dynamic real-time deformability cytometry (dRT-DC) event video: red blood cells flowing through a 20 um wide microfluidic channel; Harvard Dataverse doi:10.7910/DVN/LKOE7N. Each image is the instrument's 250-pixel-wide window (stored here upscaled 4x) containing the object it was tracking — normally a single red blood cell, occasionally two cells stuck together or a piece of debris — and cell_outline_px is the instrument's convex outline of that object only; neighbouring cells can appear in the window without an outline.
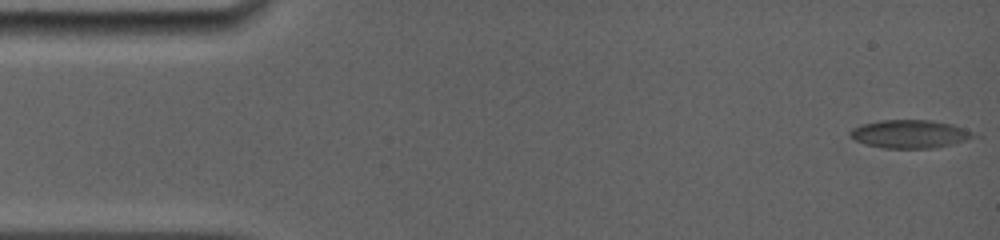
{"species": "common noctule bat (a hibernating species)", "species_latin": "Nyctalus noctula", "temperature_condition": "room temperature", "stored_images_in_passage": 39, "camera_frame_rate_fps": 5000, "um_per_image_px": 0.085, "animal": {"sex": "female", "body_mass_g": 19.0, "forearm_length_mm": 56.7}, "frame": {"image": 1, "passage_image": 1, "time_ms": 0.0, "image_size_px": [1000, 240], "cell_outline_px": [[980, 136], [952, 144], [932, 148], [884, 148], [864, 144], [848, 136], [848, 132], [852, 128], [864, 124], [880, 120], [932, 120], [952, 124], [972, 132]], "centroid_in_image_um": [77.32, 11.39], "position_along_channel_um": 7.7, "area_um2": 20.29}}
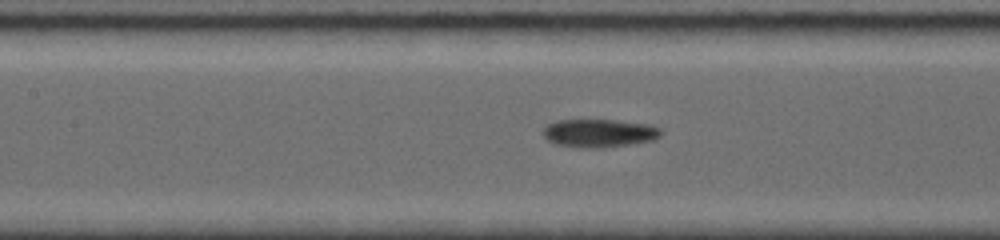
{"frame": {"image": 2, "passage_image": 17, "time_ms": 7.0, "image_size_px": [1000, 240], "cell_outline_px": [[660, 136], [652, 140], [628, 144], [600, 148], [556, 144], [548, 140], [544, 136], [544, 128], [548, 124], [556, 120], [616, 120], [648, 124], [660, 128]], "centroid_in_image_um": [50.93, 11.29], "position_along_channel_um": 156.5, "area_um2": 18.9}}
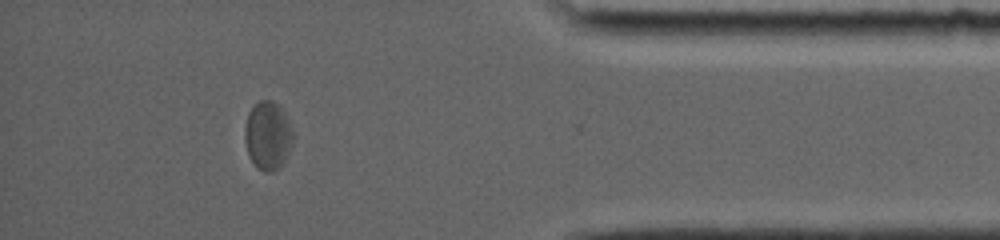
{"frame": {"image": 3, "passage_image": 34, "time_ms": 14.2, "image_size_px": [1000, 240], "cell_outline_px": [[296, 136], [284, 164], [280, 168], [272, 172], [264, 172], [252, 160], [248, 152], [244, 140], [244, 128], [248, 112], [252, 104], [260, 100], [272, 100], [280, 104]], "centroid_in_image_um": [22.8, 11.49], "position_along_channel_um": 412.4, "area_um2": 19.77}, "authors_computed_cell_mechanics": {"area_um2": 19.1896, "velocity_mm_per_s": 3.8516, "shape_relaxation_time_tau1_ms": 9.9602, "shape_relaxation_time_tau2_ms": 1.287, "deformation_change_tau1": 0.2003, "deformation_change_tau2": 0.0539}}